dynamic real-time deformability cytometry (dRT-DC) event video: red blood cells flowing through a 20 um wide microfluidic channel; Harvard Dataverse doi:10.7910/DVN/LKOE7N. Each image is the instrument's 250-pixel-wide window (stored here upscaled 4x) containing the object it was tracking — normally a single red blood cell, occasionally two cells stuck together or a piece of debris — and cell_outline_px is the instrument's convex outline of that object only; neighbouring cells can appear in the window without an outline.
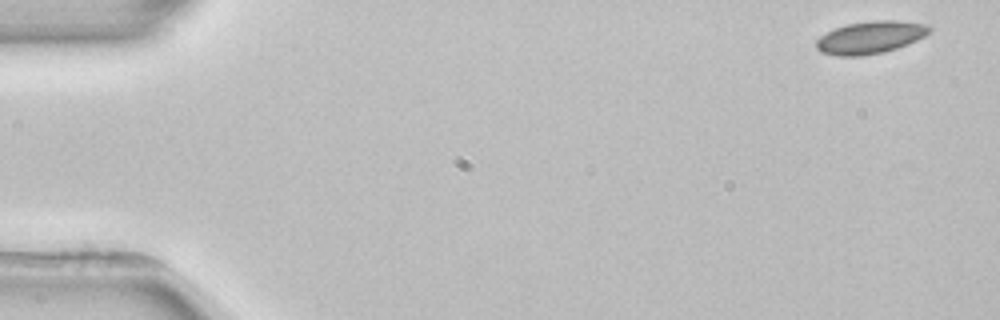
{"species": "common noctule bat (a hibernating species)", "species_latin": "Nyctalus noctula", "temperature_condition": "room temperature", "stored_images_in_passage": 4, "camera_frame_rate_fps": 3000, "um_per_image_px": 0.085, "animal": {"sex": "female", "body_mass_g": 22.7, "forearm_length_mm": 54.2}, "frame": {"image": 1, "passage_image": 1, "time_ms": 0.0, "image_size_px": [1000, 320], "cell_outline_px": [[932, 28], [924, 36], [908, 44], [884, 52], [860, 56], [836, 56], [820, 52], [816, 48], [816, 40], [820, 36], [836, 28], [848, 24], [872, 20], [896, 20], [928, 24]], "centroid_in_image_um": [73.97, 3.18], "position_along_channel_um": 11.0, "area_um2": 21.39}}
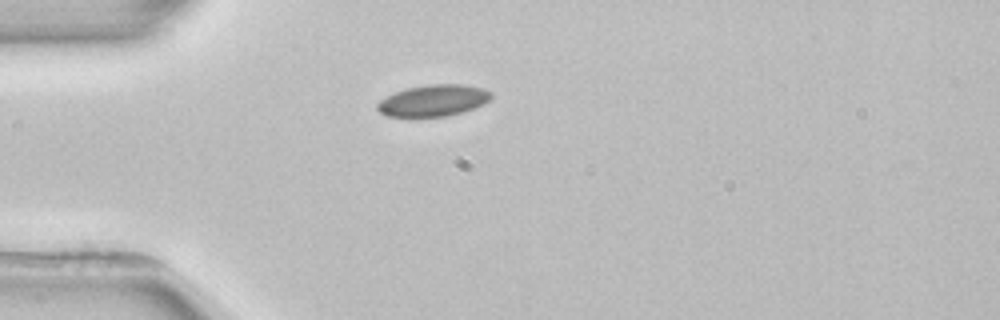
{"frame": {"image": 2, "passage_image": 4, "time_ms": 4.0, "image_size_px": [1000, 320], "cell_outline_px": [[492, 96], [484, 104], [448, 116], [384, 116], [376, 108], [376, 104], [380, 100], [396, 92], [408, 88], [428, 84], [460, 84], [484, 88], [492, 92]], "centroid_in_image_um": [36.83, 8.54], "position_along_channel_um": 48.2, "area_um2": 20.69}}